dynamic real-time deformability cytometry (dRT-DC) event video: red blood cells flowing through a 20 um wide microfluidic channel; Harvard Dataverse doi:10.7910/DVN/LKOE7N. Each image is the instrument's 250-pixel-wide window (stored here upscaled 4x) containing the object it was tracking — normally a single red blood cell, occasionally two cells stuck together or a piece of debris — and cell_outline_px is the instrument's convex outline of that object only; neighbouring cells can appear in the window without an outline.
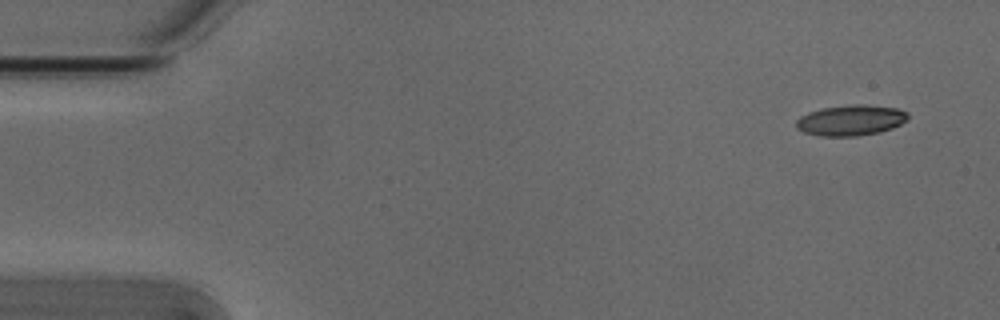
{"species": "Egyptian fruit bat (a non-hibernating species)", "species_latin": "Rousettus aegyptiacus", "temperature_condition": "cold", "stored_images_in_passage": 51, "camera_frame_rate_fps": 3000, "um_per_image_px": 0.085, "animal": {"sex": "male"}, "frame": {"image": 1, "passage_image": 1, "time_ms": 0.0, "image_size_px": [1000, 320], "cell_outline_px": [[908, 120], [892, 128], [880, 132], [856, 136], [820, 136], [804, 132], [796, 128], [796, 120], [800, 116], [808, 112], [820, 108], [852, 104], [864, 104], [896, 108], [908, 112]], "centroid_in_image_um": [72.31, 10.22], "position_along_channel_um": 12.7, "area_um2": 20.11}}
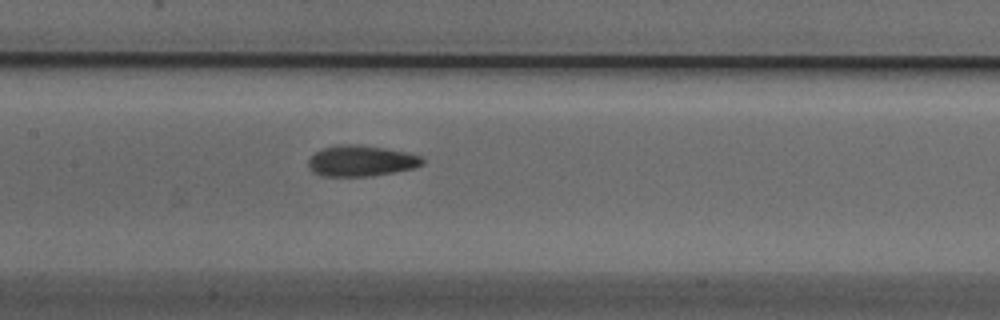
{"frame": {"image": 2, "passage_image": 23, "time_ms": 7.333, "image_size_px": [1000, 320], "cell_outline_px": [[424, 164], [412, 168], [396, 172], [372, 176], [320, 176], [312, 172], [308, 168], [308, 160], [316, 152], [324, 148], [336, 144], [356, 144], [384, 148], [408, 152], [420, 156], [424, 160]], "centroid_in_image_um": [30.68, 13.68], "position_along_channel_um": 176.7, "area_um2": 20.69}}
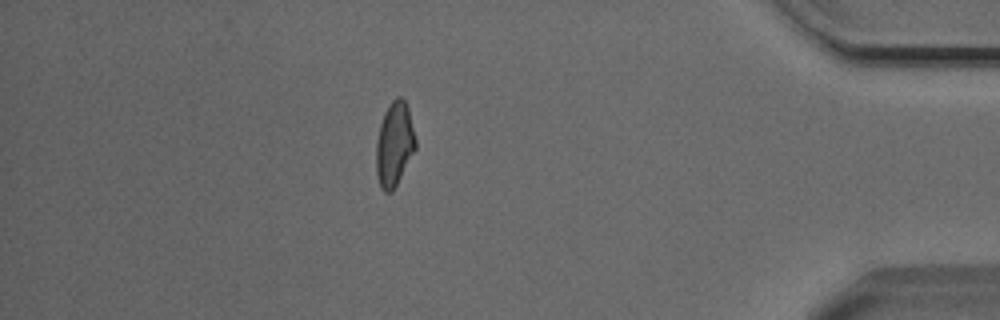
{"frame": {"image": 3, "passage_image": 44, "time_ms": 14.333, "image_size_px": [1000, 320], "cell_outline_px": [[416, 148], [392, 192], [384, 192], [380, 188], [376, 172], [376, 140], [380, 124], [384, 112], [392, 100], [396, 96], [400, 96], [404, 100], [408, 108], [416, 140]], "centroid_in_image_um": [33.5, 12.25], "position_along_channel_um": 401.7, "area_um2": 19.31}, "authors_computed_cell_mechanics": {"area_um2": 19.8254, "velocity_mm_per_s": 3.8459, "shape_relaxation_time_tau1_ms": 8.0346, "shape_relaxation_time_tau2_ms": 2.4558, "deformation_change_tau1": 0.1737, "deformation_change_tau2": 0.0953}}